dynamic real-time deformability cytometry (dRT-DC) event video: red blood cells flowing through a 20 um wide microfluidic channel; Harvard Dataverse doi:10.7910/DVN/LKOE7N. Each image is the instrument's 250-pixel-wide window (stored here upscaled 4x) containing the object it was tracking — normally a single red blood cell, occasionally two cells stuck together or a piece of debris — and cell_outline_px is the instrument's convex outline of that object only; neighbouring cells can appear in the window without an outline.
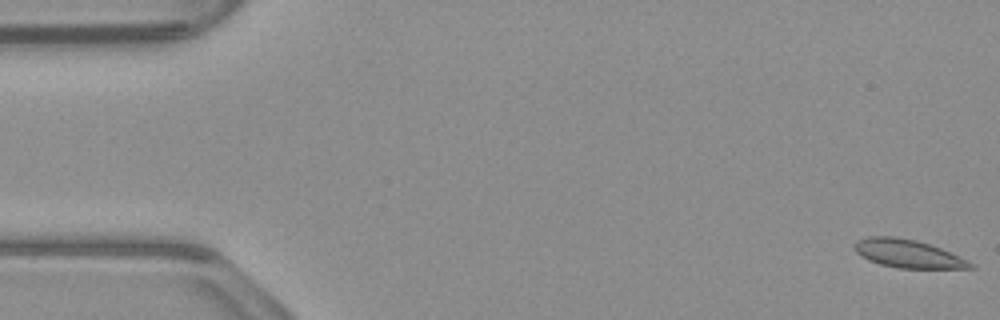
{"species": "common noctule bat (a hibernating species)", "species_latin": "Nyctalus noctula", "temperature_condition": "warm", "stored_images_in_passage": 54, "camera_frame_rate_fps": 3000, "um_per_image_px": 0.085, "animal": {"sex": "male", "body_mass_g": 23.1, "forearm_length_mm": 52.7}, "frame": {"image": 1, "passage_image": 1, "time_ms": 0.0, "image_size_px": [1000, 320], "cell_outline_px": [[976, 268], [900, 268], [880, 264], [868, 260], [860, 256], [856, 252], [856, 240], [868, 236], [892, 236], [916, 240], [940, 248], [968, 260], [976, 264]], "centroid_in_image_um": [77.18, 21.56], "position_along_channel_um": 7.8, "area_um2": 18.9}}
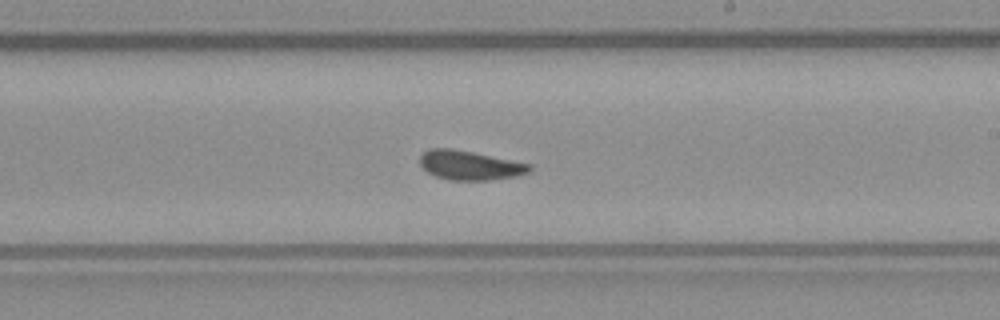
{"frame": {"image": 2, "passage_image": 31, "time_ms": 10.0, "image_size_px": [1000, 320], "cell_outline_px": [[532, 168], [528, 172], [516, 176], [488, 180], [448, 180], [436, 176], [428, 172], [420, 164], [420, 156], [428, 148], [452, 148], [532, 164]], "centroid_in_image_um": [39.92, 14.04], "position_along_channel_um": 249.1, "area_um2": 18.61}}
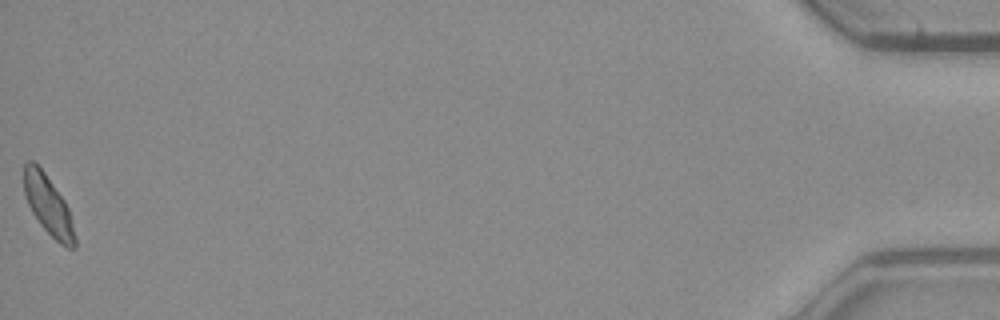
{"frame": {"image": 3, "passage_image": 54, "time_ms": 17.667, "image_size_px": [1000, 320], "cell_outline_px": [[76, 248], [68, 248], [60, 244], [40, 224], [32, 212], [24, 196], [24, 164], [28, 160], [32, 160], [44, 172], [64, 200], [68, 208], [76, 236]], "centroid_in_image_um": [4.1, 17.46], "position_along_channel_um": 431.1, "area_um2": 17.46}, "authors_computed_cell_mechanics": {"area_um2": 18.6405, "velocity_mm_per_s": 3.805, "shape_relaxation_time_tau1_ms": 7.9378, "shape_relaxation_time_tau2_ms": 2.0301, "deformation_change_tau1": 0.1822, "deformation_change_tau2": 0.0785}}